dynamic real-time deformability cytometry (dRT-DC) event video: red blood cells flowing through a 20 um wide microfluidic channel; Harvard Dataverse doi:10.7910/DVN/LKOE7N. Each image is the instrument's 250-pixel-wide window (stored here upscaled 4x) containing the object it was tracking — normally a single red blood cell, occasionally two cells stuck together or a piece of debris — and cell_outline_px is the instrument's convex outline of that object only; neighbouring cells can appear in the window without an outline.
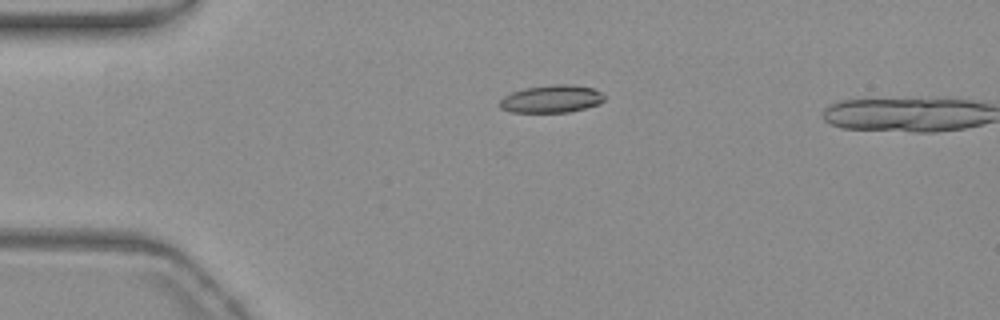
{"species": "common noctule bat (a hibernating species)", "species_latin": "Nyctalus noctula", "temperature_condition": "warm", "stored_images_in_passage": 2, "camera_frame_rate_fps": 3000, "um_per_image_px": 0.085, "animal": {"sex": "female", "body_mass_g": 19.3, "forearm_length_mm": 54.1}, "frame": {"image": 1, "passage_image": 1, "time_ms": 0.0, "image_size_px": [1000, 320], "cell_outline_px": [[604, 100], [600, 104], [568, 112], [512, 112], [500, 108], [496, 104], [504, 96], [512, 92], [524, 88], [552, 84], [572, 84], [592, 88], [600, 92], [604, 96]], "centroid_in_image_um": [46.84, 8.4], "position_along_channel_um": 38.2, "area_um2": 16.94}}